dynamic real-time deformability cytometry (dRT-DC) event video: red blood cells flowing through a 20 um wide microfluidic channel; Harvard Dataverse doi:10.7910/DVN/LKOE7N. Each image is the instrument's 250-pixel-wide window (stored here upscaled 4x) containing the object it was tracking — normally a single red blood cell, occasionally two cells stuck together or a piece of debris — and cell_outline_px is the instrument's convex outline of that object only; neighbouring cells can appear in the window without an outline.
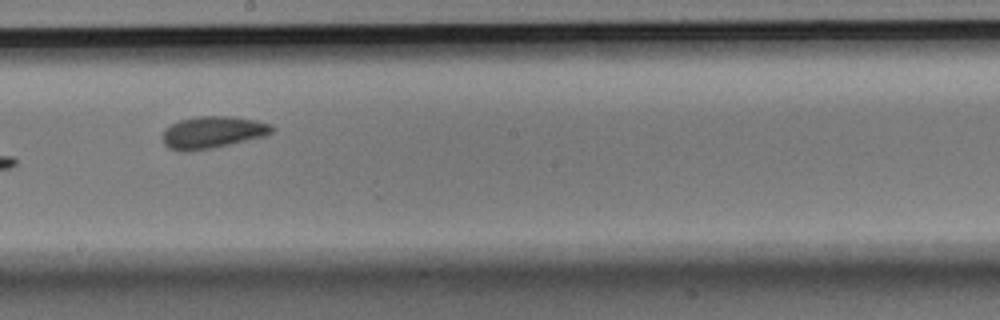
{"species": "Egyptian fruit bat (a non-hibernating species)", "species_latin": "Rousettus aegyptiacus", "temperature_condition": "room temperature", "stored_images_in_passage": 9, "camera_frame_rate_fps": 3000, "um_per_image_px": 0.085, "animal": {"sex": "male"}, "frame": {"image": 1, "passage_image": 7, "time_ms": 2.0, "image_size_px": [1000, 320], "cell_outline_px": [[276, 128], [272, 132], [264, 136], [212, 148], [192, 152], [180, 152], [168, 148], [164, 144], [160, 136], [164, 128], [180, 120], [200, 116], [228, 116], [256, 120], [272, 124]], "centroid_in_image_um": [18.02, 11.26], "position_along_channel_um": 230.2, "area_um2": 20.69}}
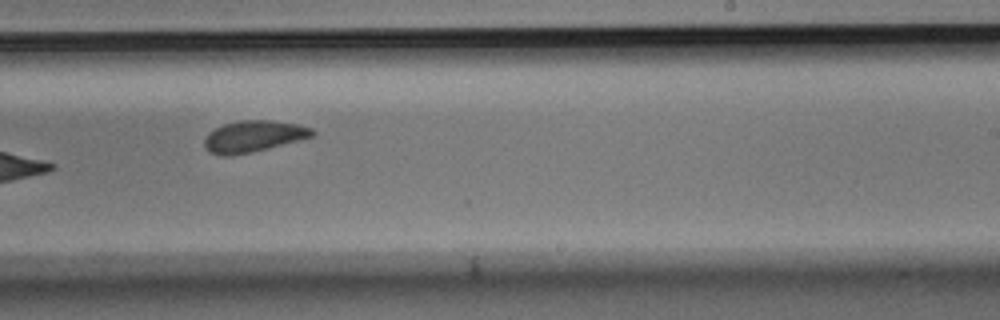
{"frame": {"image": 2, "passage_image": 8, "time_ms": 2.333, "image_size_px": [1000, 320], "cell_outline_px": [[316, 136], [268, 148], [232, 156], [220, 156], [208, 152], [204, 144], [204, 140], [208, 132], [224, 124], [240, 120], [268, 120], [296, 124], [312, 128], [316, 132]], "centroid_in_image_um": [21.54, 11.6], "position_along_channel_um": 267.5, "area_um2": 19.83}}
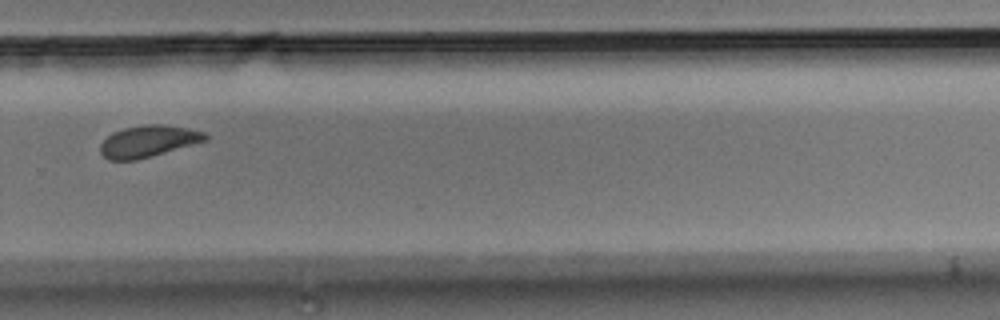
{"frame": {"image": 3, "passage_image": 9, "time_ms": 2.667, "image_size_px": [1000, 320], "cell_outline_px": [[208, 140], [152, 156], [136, 160], [108, 160], [100, 152], [100, 144], [112, 132], [124, 128], [144, 124], [164, 124], [188, 128], [204, 132], [208, 136]], "centroid_in_image_um": [12.6, 12.0], "position_along_channel_um": 317.2, "area_um2": 19.42}}